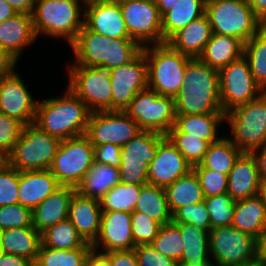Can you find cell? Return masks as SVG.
I'll use <instances>...</instances> for the list:
<instances>
[{"instance_id": "cell-46", "label": "cell", "mask_w": 266, "mask_h": 266, "mask_svg": "<svg viewBox=\"0 0 266 266\" xmlns=\"http://www.w3.org/2000/svg\"><path fill=\"white\" fill-rule=\"evenodd\" d=\"M131 228L135 245L150 244L158 235L161 224L144 213L131 212Z\"/></svg>"}, {"instance_id": "cell-13", "label": "cell", "mask_w": 266, "mask_h": 266, "mask_svg": "<svg viewBox=\"0 0 266 266\" xmlns=\"http://www.w3.org/2000/svg\"><path fill=\"white\" fill-rule=\"evenodd\" d=\"M219 85L224 113L257 99L263 93L253 79L244 55L219 70Z\"/></svg>"}, {"instance_id": "cell-39", "label": "cell", "mask_w": 266, "mask_h": 266, "mask_svg": "<svg viewBox=\"0 0 266 266\" xmlns=\"http://www.w3.org/2000/svg\"><path fill=\"white\" fill-rule=\"evenodd\" d=\"M243 55L255 83L266 92V25L244 44Z\"/></svg>"}, {"instance_id": "cell-1", "label": "cell", "mask_w": 266, "mask_h": 266, "mask_svg": "<svg viewBox=\"0 0 266 266\" xmlns=\"http://www.w3.org/2000/svg\"><path fill=\"white\" fill-rule=\"evenodd\" d=\"M174 99L176 115L224 113L219 71L199 58H191L185 69L184 84Z\"/></svg>"}, {"instance_id": "cell-42", "label": "cell", "mask_w": 266, "mask_h": 266, "mask_svg": "<svg viewBox=\"0 0 266 266\" xmlns=\"http://www.w3.org/2000/svg\"><path fill=\"white\" fill-rule=\"evenodd\" d=\"M193 167L199 164L210 145L207 140L182 133L175 125L165 135Z\"/></svg>"}, {"instance_id": "cell-63", "label": "cell", "mask_w": 266, "mask_h": 266, "mask_svg": "<svg viewBox=\"0 0 266 266\" xmlns=\"http://www.w3.org/2000/svg\"><path fill=\"white\" fill-rule=\"evenodd\" d=\"M179 0H155L156 6L159 10L160 15L163 17L168 11L173 9L174 5Z\"/></svg>"}, {"instance_id": "cell-64", "label": "cell", "mask_w": 266, "mask_h": 266, "mask_svg": "<svg viewBox=\"0 0 266 266\" xmlns=\"http://www.w3.org/2000/svg\"><path fill=\"white\" fill-rule=\"evenodd\" d=\"M258 196L261 198L266 207V180H261Z\"/></svg>"}, {"instance_id": "cell-33", "label": "cell", "mask_w": 266, "mask_h": 266, "mask_svg": "<svg viewBox=\"0 0 266 266\" xmlns=\"http://www.w3.org/2000/svg\"><path fill=\"white\" fill-rule=\"evenodd\" d=\"M165 191L172 215L184 206L196 204L205 199L199 179L193 170L167 185Z\"/></svg>"}, {"instance_id": "cell-41", "label": "cell", "mask_w": 266, "mask_h": 266, "mask_svg": "<svg viewBox=\"0 0 266 266\" xmlns=\"http://www.w3.org/2000/svg\"><path fill=\"white\" fill-rule=\"evenodd\" d=\"M141 186L142 185H130L125 183L116 184L99 200L102 212H133L140 195Z\"/></svg>"}, {"instance_id": "cell-19", "label": "cell", "mask_w": 266, "mask_h": 266, "mask_svg": "<svg viewBox=\"0 0 266 266\" xmlns=\"http://www.w3.org/2000/svg\"><path fill=\"white\" fill-rule=\"evenodd\" d=\"M131 221L129 212H102L100 231L91 245L93 250L97 251L100 246L103 249L101 253L134 249L136 245L133 240Z\"/></svg>"}, {"instance_id": "cell-17", "label": "cell", "mask_w": 266, "mask_h": 266, "mask_svg": "<svg viewBox=\"0 0 266 266\" xmlns=\"http://www.w3.org/2000/svg\"><path fill=\"white\" fill-rule=\"evenodd\" d=\"M37 103L15 71L0 77V113L13 117L24 125L33 124Z\"/></svg>"}, {"instance_id": "cell-45", "label": "cell", "mask_w": 266, "mask_h": 266, "mask_svg": "<svg viewBox=\"0 0 266 266\" xmlns=\"http://www.w3.org/2000/svg\"><path fill=\"white\" fill-rule=\"evenodd\" d=\"M141 50L142 47L131 38L111 39L108 52V70L131 61Z\"/></svg>"}, {"instance_id": "cell-51", "label": "cell", "mask_w": 266, "mask_h": 266, "mask_svg": "<svg viewBox=\"0 0 266 266\" xmlns=\"http://www.w3.org/2000/svg\"><path fill=\"white\" fill-rule=\"evenodd\" d=\"M24 124L13 117L0 113V153L7 157L18 141Z\"/></svg>"}, {"instance_id": "cell-68", "label": "cell", "mask_w": 266, "mask_h": 266, "mask_svg": "<svg viewBox=\"0 0 266 266\" xmlns=\"http://www.w3.org/2000/svg\"><path fill=\"white\" fill-rule=\"evenodd\" d=\"M4 250L2 248V246L0 245V259L2 258V256L4 255Z\"/></svg>"}, {"instance_id": "cell-58", "label": "cell", "mask_w": 266, "mask_h": 266, "mask_svg": "<svg viewBox=\"0 0 266 266\" xmlns=\"http://www.w3.org/2000/svg\"><path fill=\"white\" fill-rule=\"evenodd\" d=\"M17 13L33 14L36 0H5Z\"/></svg>"}, {"instance_id": "cell-66", "label": "cell", "mask_w": 266, "mask_h": 266, "mask_svg": "<svg viewBox=\"0 0 266 266\" xmlns=\"http://www.w3.org/2000/svg\"><path fill=\"white\" fill-rule=\"evenodd\" d=\"M6 164H7L6 157L2 153H0V169Z\"/></svg>"}, {"instance_id": "cell-8", "label": "cell", "mask_w": 266, "mask_h": 266, "mask_svg": "<svg viewBox=\"0 0 266 266\" xmlns=\"http://www.w3.org/2000/svg\"><path fill=\"white\" fill-rule=\"evenodd\" d=\"M209 246L215 265L258 264L257 239L232 225L211 228Z\"/></svg>"}, {"instance_id": "cell-7", "label": "cell", "mask_w": 266, "mask_h": 266, "mask_svg": "<svg viewBox=\"0 0 266 266\" xmlns=\"http://www.w3.org/2000/svg\"><path fill=\"white\" fill-rule=\"evenodd\" d=\"M231 142L242 152L252 153L266 143V92L257 99L225 113Z\"/></svg>"}, {"instance_id": "cell-60", "label": "cell", "mask_w": 266, "mask_h": 266, "mask_svg": "<svg viewBox=\"0 0 266 266\" xmlns=\"http://www.w3.org/2000/svg\"><path fill=\"white\" fill-rule=\"evenodd\" d=\"M253 12L266 25V0H247Z\"/></svg>"}, {"instance_id": "cell-28", "label": "cell", "mask_w": 266, "mask_h": 266, "mask_svg": "<svg viewBox=\"0 0 266 266\" xmlns=\"http://www.w3.org/2000/svg\"><path fill=\"white\" fill-rule=\"evenodd\" d=\"M244 44L239 38L213 33L198 58L219 71L243 56Z\"/></svg>"}, {"instance_id": "cell-35", "label": "cell", "mask_w": 266, "mask_h": 266, "mask_svg": "<svg viewBox=\"0 0 266 266\" xmlns=\"http://www.w3.org/2000/svg\"><path fill=\"white\" fill-rule=\"evenodd\" d=\"M206 0H179L162 17L164 43L178 30L205 14Z\"/></svg>"}, {"instance_id": "cell-5", "label": "cell", "mask_w": 266, "mask_h": 266, "mask_svg": "<svg viewBox=\"0 0 266 266\" xmlns=\"http://www.w3.org/2000/svg\"><path fill=\"white\" fill-rule=\"evenodd\" d=\"M205 14L213 33L239 38L244 43L265 25L247 0H206Z\"/></svg>"}, {"instance_id": "cell-62", "label": "cell", "mask_w": 266, "mask_h": 266, "mask_svg": "<svg viewBox=\"0 0 266 266\" xmlns=\"http://www.w3.org/2000/svg\"><path fill=\"white\" fill-rule=\"evenodd\" d=\"M17 11L5 0H0V23L12 18Z\"/></svg>"}, {"instance_id": "cell-24", "label": "cell", "mask_w": 266, "mask_h": 266, "mask_svg": "<svg viewBox=\"0 0 266 266\" xmlns=\"http://www.w3.org/2000/svg\"><path fill=\"white\" fill-rule=\"evenodd\" d=\"M61 186L49 169L20 171L19 204L32 211Z\"/></svg>"}, {"instance_id": "cell-26", "label": "cell", "mask_w": 266, "mask_h": 266, "mask_svg": "<svg viewBox=\"0 0 266 266\" xmlns=\"http://www.w3.org/2000/svg\"><path fill=\"white\" fill-rule=\"evenodd\" d=\"M212 34L213 31L209 19L204 14L175 32L166 43L174 50L190 58H198Z\"/></svg>"}, {"instance_id": "cell-32", "label": "cell", "mask_w": 266, "mask_h": 266, "mask_svg": "<svg viewBox=\"0 0 266 266\" xmlns=\"http://www.w3.org/2000/svg\"><path fill=\"white\" fill-rule=\"evenodd\" d=\"M183 238V251L179 264L198 265L211 260L209 231L188 223H177Z\"/></svg>"}, {"instance_id": "cell-37", "label": "cell", "mask_w": 266, "mask_h": 266, "mask_svg": "<svg viewBox=\"0 0 266 266\" xmlns=\"http://www.w3.org/2000/svg\"><path fill=\"white\" fill-rule=\"evenodd\" d=\"M242 152L231 142L229 137H222L211 143L203 160L193 167H205L229 175Z\"/></svg>"}, {"instance_id": "cell-52", "label": "cell", "mask_w": 266, "mask_h": 266, "mask_svg": "<svg viewBox=\"0 0 266 266\" xmlns=\"http://www.w3.org/2000/svg\"><path fill=\"white\" fill-rule=\"evenodd\" d=\"M134 252L139 266H177L178 263L168 258L157 250L151 244L136 245Z\"/></svg>"}, {"instance_id": "cell-16", "label": "cell", "mask_w": 266, "mask_h": 266, "mask_svg": "<svg viewBox=\"0 0 266 266\" xmlns=\"http://www.w3.org/2000/svg\"><path fill=\"white\" fill-rule=\"evenodd\" d=\"M108 72L112 87V110L124 111L139 91L148 88L143 49L131 61Z\"/></svg>"}, {"instance_id": "cell-36", "label": "cell", "mask_w": 266, "mask_h": 266, "mask_svg": "<svg viewBox=\"0 0 266 266\" xmlns=\"http://www.w3.org/2000/svg\"><path fill=\"white\" fill-rule=\"evenodd\" d=\"M134 211L148 215L161 225L172 221V213L164 187L142 185Z\"/></svg>"}, {"instance_id": "cell-54", "label": "cell", "mask_w": 266, "mask_h": 266, "mask_svg": "<svg viewBox=\"0 0 266 266\" xmlns=\"http://www.w3.org/2000/svg\"><path fill=\"white\" fill-rule=\"evenodd\" d=\"M104 254L110 259L111 266H139L134 249L111 251Z\"/></svg>"}, {"instance_id": "cell-27", "label": "cell", "mask_w": 266, "mask_h": 266, "mask_svg": "<svg viewBox=\"0 0 266 266\" xmlns=\"http://www.w3.org/2000/svg\"><path fill=\"white\" fill-rule=\"evenodd\" d=\"M36 39L30 14L17 13L12 18L0 23V46L5 48L17 61L23 49Z\"/></svg>"}, {"instance_id": "cell-61", "label": "cell", "mask_w": 266, "mask_h": 266, "mask_svg": "<svg viewBox=\"0 0 266 266\" xmlns=\"http://www.w3.org/2000/svg\"><path fill=\"white\" fill-rule=\"evenodd\" d=\"M258 264L266 262V227L257 239Z\"/></svg>"}, {"instance_id": "cell-71", "label": "cell", "mask_w": 266, "mask_h": 266, "mask_svg": "<svg viewBox=\"0 0 266 266\" xmlns=\"http://www.w3.org/2000/svg\"><path fill=\"white\" fill-rule=\"evenodd\" d=\"M259 266H266V262H262Z\"/></svg>"}, {"instance_id": "cell-50", "label": "cell", "mask_w": 266, "mask_h": 266, "mask_svg": "<svg viewBox=\"0 0 266 266\" xmlns=\"http://www.w3.org/2000/svg\"><path fill=\"white\" fill-rule=\"evenodd\" d=\"M32 226L31 210L19 203L0 206V229Z\"/></svg>"}, {"instance_id": "cell-12", "label": "cell", "mask_w": 266, "mask_h": 266, "mask_svg": "<svg viewBox=\"0 0 266 266\" xmlns=\"http://www.w3.org/2000/svg\"><path fill=\"white\" fill-rule=\"evenodd\" d=\"M68 88L91 112L112 110V87L108 70L100 67L71 65Z\"/></svg>"}, {"instance_id": "cell-2", "label": "cell", "mask_w": 266, "mask_h": 266, "mask_svg": "<svg viewBox=\"0 0 266 266\" xmlns=\"http://www.w3.org/2000/svg\"><path fill=\"white\" fill-rule=\"evenodd\" d=\"M91 111L69 88L63 97L38 101L34 124L59 140L86 134Z\"/></svg>"}, {"instance_id": "cell-14", "label": "cell", "mask_w": 266, "mask_h": 266, "mask_svg": "<svg viewBox=\"0 0 266 266\" xmlns=\"http://www.w3.org/2000/svg\"><path fill=\"white\" fill-rule=\"evenodd\" d=\"M119 5L131 39L141 47L164 43L162 16L155 0H132Z\"/></svg>"}, {"instance_id": "cell-30", "label": "cell", "mask_w": 266, "mask_h": 266, "mask_svg": "<svg viewBox=\"0 0 266 266\" xmlns=\"http://www.w3.org/2000/svg\"><path fill=\"white\" fill-rule=\"evenodd\" d=\"M232 226L259 238L266 227V207L258 195L236 201Z\"/></svg>"}, {"instance_id": "cell-38", "label": "cell", "mask_w": 266, "mask_h": 266, "mask_svg": "<svg viewBox=\"0 0 266 266\" xmlns=\"http://www.w3.org/2000/svg\"><path fill=\"white\" fill-rule=\"evenodd\" d=\"M41 244L53 249L92 248L79 235L69 219L61 221L41 233Z\"/></svg>"}, {"instance_id": "cell-59", "label": "cell", "mask_w": 266, "mask_h": 266, "mask_svg": "<svg viewBox=\"0 0 266 266\" xmlns=\"http://www.w3.org/2000/svg\"><path fill=\"white\" fill-rule=\"evenodd\" d=\"M85 266H111L110 259L104 253L91 250Z\"/></svg>"}, {"instance_id": "cell-40", "label": "cell", "mask_w": 266, "mask_h": 266, "mask_svg": "<svg viewBox=\"0 0 266 266\" xmlns=\"http://www.w3.org/2000/svg\"><path fill=\"white\" fill-rule=\"evenodd\" d=\"M93 248L53 249L40 245L34 266H85Z\"/></svg>"}, {"instance_id": "cell-70", "label": "cell", "mask_w": 266, "mask_h": 266, "mask_svg": "<svg viewBox=\"0 0 266 266\" xmlns=\"http://www.w3.org/2000/svg\"><path fill=\"white\" fill-rule=\"evenodd\" d=\"M242 266H259V264H248V265H242Z\"/></svg>"}, {"instance_id": "cell-57", "label": "cell", "mask_w": 266, "mask_h": 266, "mask_svg": "<svg viewBox=\"0 0 266 266\" xmlns=\"http://www.w3.org/2000/svg\"><path fill=\"white\" fill-rule=\"evenodd\" d=\"M0 266H34L27 258L13 254H4L0 259Z\"/></svg>"}, {"instance_id": "cell-25", "label": "cell", "mask_w": 266, "mask_h": 266, "mask_svg": "<svg viewBox=\"0 0 266 266\" xmlns=\"http://www.w3.org/2000/svg\"><path fill=\"white\" fill-rule=\"evenodd\" d=\"M260 177L257 162L251 153H242L228 175L227 193L235 200L258 195Z\"/></svg>"}, {"instance_id": "cell-18", "label": "cell", "mask_w": 266, "mask_h": 266, "mask_svg": "<svg viewBox=\"0 0 266 266\" xmlns=\"http://www.w3.org/2000/svg\"><path fill=\"white\" fill-rule=\"evenodd\" d=\"M191 170L190 163L171 141L163 135L159 139L156 157L149 163L147 181L148 184L165 188L179 177L188 174Z\"/></svg>"}, {"instance_id": "cell-56", "label": "cell", "mask_w": 266, "mask_h": 266, "mask_svg": "<svg viewBox=\"0 0 266 266\" xmlns=\"http://www.w3.org/2000/svg\"><path fill=\"white\" fill-rule=\"evenodd\" d=\"M259 150H261V152ZM251 154L257 162L260 180H266V143Z\"/></svg>"}, {"instance_id": "cell-9", "label": "cell", "mask_w": 266, "mask_h": 266, "mask_svg": "<svg viewBox=\"0 0 266 266\" xmlns=\"http://www.w3.org/2000/svg\"><path fill=\"white\" fill-rule=\"evenodd\" d=\"M94 162V146L81 135L61 141L49 170L62 186L76 188Z\"/></svg>"}, {"instance_id": "cell-47", "label": "cell", "mask_w": 266, "mask_h": 266, "mask_svg": "<svg viewBox=\"0 0 266 266\" xmlns=\"http://www.w3.org/2000/svg\"><path fill=\"white\" fill-rule=\"evenodd\" d=\"M192 170L199 179L205 198L227 193L228 175L205 167H192Z\"/></svg>"}, {"instance_id": "cell-65", "label": "cell", "mask_w": 266, "mask_h": 266, "mask_svg": "<svg viewBox=\"0 0 266 266\" xmlns=\"http://www.w3.org/2000/svg\"><path fill=\"white\" fill-rule=\"evenodd\" d=\"M177 266H218L213 263V260H209L204 264H198V265H185V264H178Z\"/></svg>"}, {"instance_id": "cell-4", "label": "cell", "mask_w": 266, "mask_h": 266, "mask_svg": "<svg viewBox=\"0 0 266 266\" xmlns=\"http://www.w3.org/2000/svg\"><path fill=\"white\" fill-rule=\"evenodd\" d=\"M148 75V88L159 95L175 98L184 84L185 69L190 57L167 43L142 47Z\"/></svg>"}, {"instance_id": "cell-34", "label": "cell", "mask_w": 266, "mask_h": 266, "mask_svg": "<svg viewBox=\"0 0 266 266\" xmlns=\"http://www.w3.org/2000/svg\"><path fill=\"white\" fill-rule=\"evenodd\" d=\"M225 121V113L176 115L175 126L189 136L207 140L210 144L219 140L218 126Z\"/></svg>"}, {"instance_id": "cell-29", "label": "cell", "mask_w": 266, "mask_h": 266, "mask_svg": "<svg viewBox=\"0 0 266 266\" xmlns=\"http://www.w3.org/2000/svg\"><path fill=\"white\" fill-rule=\"evenodd\" d=\"M0 245L4 253L36 261L41 245V234L33 227H18L1 230Z\"/></svg>"}, {"instance_id": "cell-49", "label": "cell", "mask_w": 266, "mask_h": 266, "mask_svg": "<svg viewBox=\"0 0 266 266\" xmlns=\"http://www.w3.org/2000/svg\"><path fill=\"white\" fill-rule=\"evenodd\" d=\"M175 223H188L203 230H211L210 215L204 201L184 206L172 215Z\"/></svg>"}, {"instance_id": "cell-69", "label": "cell", "mask_w": 266, "mask_h": 266, "mask_svg": "<svg viewBox=\"0 0 266 266\" xmlns=\"http://www.w3.org/2000/svg\"><path fill=\"white\" fill-rule=\"evenodd\" d=\"M114 1L121 3V2L132 1V0H114Z\"/></svg>"}, {"instance_id": "cell-10", "label": "cell", "mask_w": 266, "mask_h": 266, "mask_svg": "<svg viewBox=\"0 0 266 266\" xmlns=\"http://www.w3.org/2000/svg\"><path fill=\"white\" fill-rule=\"evenodd\" d=\"M124 111L141 130L162 135H166L176 122L175 99L159 95L150 88L139 91Z\"/></svg>"}, {"instance_id": "cell-20", "label": "cell", "mask_w": 266, "mask_h": 266, "mask_svg": "<svg viewBox=\"0 0 266 266\" xmlns=\"http://www.w3.org/2000/svg\"><path fill=\"white\" fill-rule=\"evenodd\" d=\"M84 24L96 33L108 38H130L120 10L114 0L94 1L84 5Z\"/></svg>"}, {"instance_id": "cell-6", "label": "cell", "mask_w": 266, "mask_h": 266, "mask_svg": "<svg viewBox=\"0 0 266 266\" xmlns=\"http://www.w3.org/2000/svg\"><path fill=\"white\" fill-rule=\"evenodd\" d=\"M61 140L41 130L37 125H24L18 141L6 157L7 164L19 171L49 169Z\"/></svg>"}, {"instance_id": "cell-44", "label": "cell", "mask_w": 266, "mask_h": 266, "mask_svg": "<svg viewBox=\"0 0 266 266\" xmlns=\"http://www.w3.org/2000/svg\"><path fill=\"white\" fill-rule=\"evenodd\" d=\"M204 205L210 215L211 228L232 225L236 201L228 193L206 197Z\"/></svg>"}, {"instance_id": "cell-15", "label": "cell", "mask_w": 266, "mask_h": 266, "mask_svg": "<svg viewBox=\"0 0 266 266\" xmlns=\"http://www.w3.org/2000/svg\"><path fill=\"white\" fill-rule=\"evenodd\" d=\"M140 131L138 123L125 111L110 110L91 112L85 135L93 146L110 143L122 147Z\"/></svg>"}, {"instance_id": "cell-67", "label": "cell", "mask_w": 266, "mask_h": 266, "mask_svg": "<svg viewBox=\"0 0 266 266\" xmlns=\"http://www.w3.org/2000/svg\"><path fill=\"white\" fill-rule=\"evenodd\" d=\"M83 3V5L90 3V2H94V1H101V0H81Z\"/></svg>"}, {"instance_id": "cell-11", "label": "cell", "mask_w": 266, "mask_h": 266, "mask_svg": "<svg viewBox=\"0 0 266 266\" xmlns=\"http://www.w3.org/2000/svg\"><path fill=\"white\" fill-rule=\"evenodd\" d=\"M161 133L141 130L121 147L119 166L120 183L130 185L148 184L149 163L156 157Z\"/></svg>"}, {"instance_id": "cell-43", "label": "cell", "mask_w": 266, "mask_h": 266, "mask_svg": "<svg viewBox=\"0 0 266 266\" xmlns=\"http://www.w3.org/2000/svg\"><path fill=\"white\" fill-rule=\"evenodd\" d=\"M150 244L159 253L173 259L179 264L184 245L177 223L171 221L161 225L158 235Z\"/></svg>"}, {"instance_id": "cell-55", "label": "cell", "mask_w": 266, "mask_h": 266, "mask_svg": "<svg viewBox=\"0 0 266 266\" xmlns=\"http://www.w3.org/2000/svg\"><path fill=\"white\" fill-rule=\"evenodd\" d=\"M17 63V60L0 46V77L13 73Z\"/></svg>"}, {"instance_id": "cell-23", "label": "cell", "mask_w": 266, "mask_h": 266, "mask_svg": "<svg viewBox=\"0 0 266 266\" xmlns=\"http://www.w3.org/2000/svg\"><path fill=\"white\" fill-rule=\"evenodd\" d=\"M76 188L61 186L32 211V226L41 234L53 225L68 219L69 204Z\"/></svg>"}, {"instance_id": "cell-22", "label": "cell", "mask_w": 266, "mask_h": 266, "mask_svg": "<svg viewBox=\"0 0 266 266\" xmlns=\"http://www.w3.org/2000/svg\"><path fill=\"white\" fill-rule=\"evenodd\" d=\"M111 38L91 31L85 24L77 38L71 44L75 54V64L89 67H100L108 70V52Z\"/></svg>"}, {"instance_id": "cell-21", "label": "cell", "mask_w": 266, "mask_h": 266, "mask_svg": "<svg viewBox=\"0 0 266 266\" xmlns=\"http://www.w3.org/2000/svg\"><path fill=\"white\" fill-rule=\"evenodd\" d=\"M102 209L98 199L81 196L77 191L69 204L68 219L88 244H93L100 231Z\"/></svg>"}, {"instance_id": "cell-3", "label": "cell", "mask_w": 266, "mask_h": 266, "mask_svg": "<svg viewBox=\"0 0 266 266\" xmlns=\"http://www.w3.org/2000/svg\"><path fill=\"white\" fill-rule=\"evenodd\" d=\"M82 6L78 0H36L32 14L36 36L43 33L54 38H66L71 45L84 26L81 17L85 16V8Z\"/></svg>"}, {"instance_id": "cell-31", "label": "cell", "mask_w": 266, "mask_h": 266, "mask_svg": "<svg viewBox=\"0 0 266 266\" xmlns=\"http://www.w3.org/2000/svg\"><path fill=\"white\" fill-rule=\"evenodd\" d=\"M120 183L119 168L94 162L76 191L84 197L100 200L112 187Z\"/></svg>"}, {"instance_id": "cell-48", "label": "cell", "mask_w": 266, "mask_h": 266, "mask_svg": "<svg viewBox=\"0 0 266 266\" xmlns=\"http://www.w3.org/2000/svg\"><path fill=\"white\" fill-rule=\"evenodd\" d=\"M20 171L8 164L0 169V206L19 203Z\"/></svg>"}, {"instance_id": "cell-53", "label": "cell", "mask_w": 266, "mask_h": 266, "mask_svg": "<svg viewBox=\"0 0 266 266\" xmlns=\"http://www.w3.org/2000/svg\"><path fill=\"white\" fill-rule=\"evenodd\" d=\"M121 147L105 143L101 146H94L95 162L119 168L121 164Z\"/></svg>"}]
</instances>
